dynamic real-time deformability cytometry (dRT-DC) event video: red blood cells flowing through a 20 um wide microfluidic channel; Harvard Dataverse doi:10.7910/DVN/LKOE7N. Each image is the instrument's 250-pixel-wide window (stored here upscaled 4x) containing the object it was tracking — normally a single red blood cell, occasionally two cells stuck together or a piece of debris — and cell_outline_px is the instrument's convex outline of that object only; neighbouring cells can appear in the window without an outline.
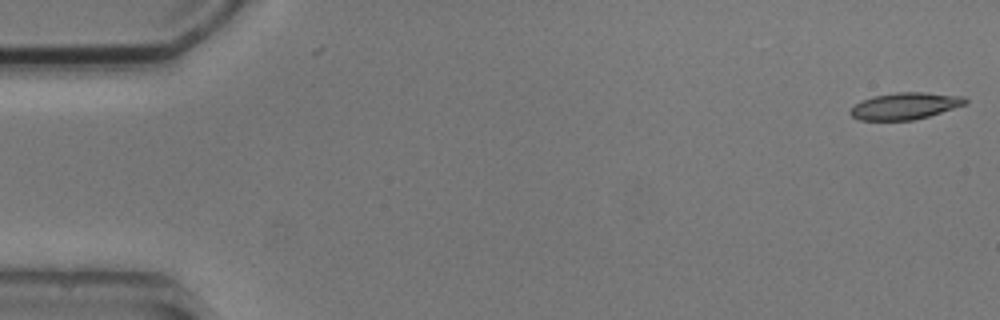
{"species": "common noctule bat (a hibernating species)", "species_latin": "Nyctalus noctula", "temperature_condition": "cold", "stored_images_in_passage": 4, "camera_frame_rate_fps": 3000, "um_per_image_px": 0.085, "animal": {"sex": "male", "body_mass_g": 20.5, "forearm_length_mm": 52.5}, "frame": {"image": 1, "passage_image": 1, "time_ms": 0.0, "image_size_px": [1000, 320], "cell_outline_px": [[968, 104], [928, 116], [912, 120], [860, 120], [852, 116], [848, 112], [860, 100], [872, 96], [896, 92], [924, 92], [964, 96], [968, 100]], "centroid_in_image_um": [76.94, 8.99], "position_along_channel_um": 8.1, "area_um2": 18.03}}
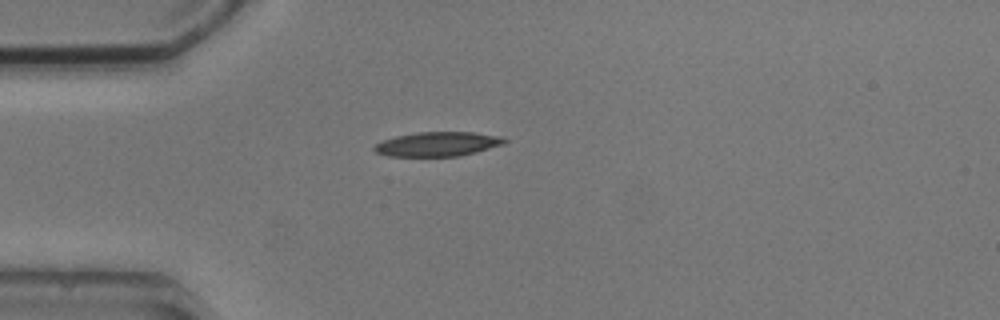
{"frame": {"image": 2, "passage_image": 4, "time_ms": 4.333, "image_size_px": [1000, 320], "cell_outline_px": [[508, 140], [504, 144], [476, 152], [460, 156], [388, 156], [376, 152], [372, 148], [376, 144], [384, 140], [396, 136], [416, 132], [472, 132], [504, 136]], "centroid_in_image_um": [37.24, 12.24], "position_along_channel_um": 47.8, "area_um2": 18.55}}